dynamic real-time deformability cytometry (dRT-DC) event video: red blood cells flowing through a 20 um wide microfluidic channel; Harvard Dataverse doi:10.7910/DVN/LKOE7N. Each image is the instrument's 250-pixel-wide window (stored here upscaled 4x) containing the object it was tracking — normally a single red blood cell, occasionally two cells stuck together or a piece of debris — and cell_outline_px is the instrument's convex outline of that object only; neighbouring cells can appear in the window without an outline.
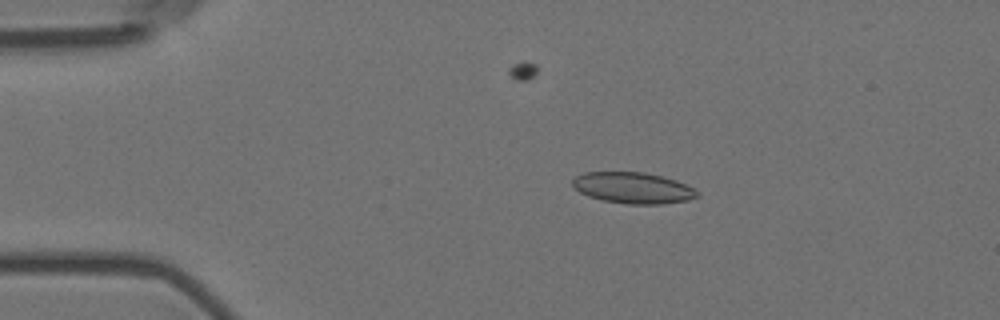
{"species": "Egyptian fruit bat (a non-hibernating species)", "species_latin": "Rousettus aegyptiacus", "temperature_condition": "room temperature", "stored_images_in_passage": 3, "camera_frame_rate_fps": 3000, "um_per_image_px": 0.085, "animal": {"sex": "female"}, "frame": {"image": 1, "passage_image": 2, "time_ms": 0.333, "image_size_px": [1000, 320], "cell_outline_px": [[700, 196], [688, 200], [660, 204], [628, 204], [600, 200], [588, 196], [580, 192], [572, 184], [572, 180], [576, 176], [584, 172], [644, 172], [664, 176], [676, 180], [700, 192]], "centroid_in_image_um": [53.81, 15.97], "position_along_channel_um": 31.2, "area_um2": 22.72}}